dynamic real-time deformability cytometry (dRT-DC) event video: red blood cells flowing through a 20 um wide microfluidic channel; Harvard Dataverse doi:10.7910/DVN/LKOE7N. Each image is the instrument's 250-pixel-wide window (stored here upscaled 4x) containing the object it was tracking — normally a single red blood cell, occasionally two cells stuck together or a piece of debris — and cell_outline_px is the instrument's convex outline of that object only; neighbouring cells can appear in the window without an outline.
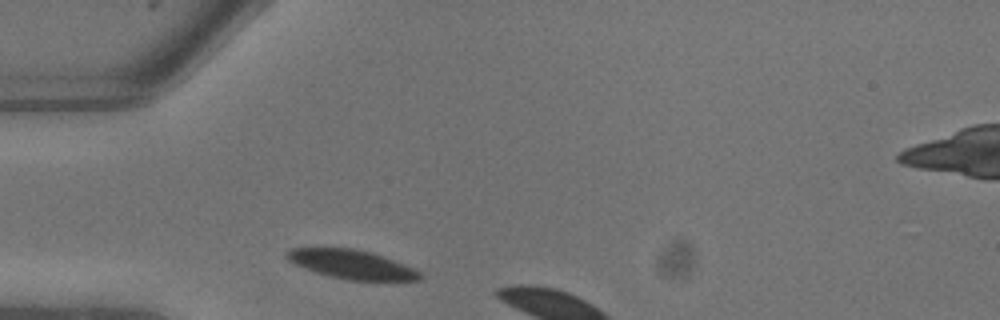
{"species": "common noctule bat (a hibernating species)", "species_latin": "Nyctalus noctula", "temperature_condition": "warm", "stored_images_in_passage": 2, "camera_frame_rate_fps": 3000, "um_per_image_px": 0.085, "animal": {"sex": "male", "body_mass_g": 13.3}, "frame": {"image": 1, "passage_image": 1, "time_ms": 0.0, "image_size_px": [1000, 320], "cell_outline_px": [[424, 276], [420, 280], [348, 280], [328, 276], [304, 268], [288, 260], [284, 256], [284, 252], [292, 248], [352, 248], [372, 252], [384, 256], [412, 268], [420, 272]], "centroid_in_image_um": [29.86, 22.46], "position_along_channel_um": 55.1, "area_um2": 22.37}}